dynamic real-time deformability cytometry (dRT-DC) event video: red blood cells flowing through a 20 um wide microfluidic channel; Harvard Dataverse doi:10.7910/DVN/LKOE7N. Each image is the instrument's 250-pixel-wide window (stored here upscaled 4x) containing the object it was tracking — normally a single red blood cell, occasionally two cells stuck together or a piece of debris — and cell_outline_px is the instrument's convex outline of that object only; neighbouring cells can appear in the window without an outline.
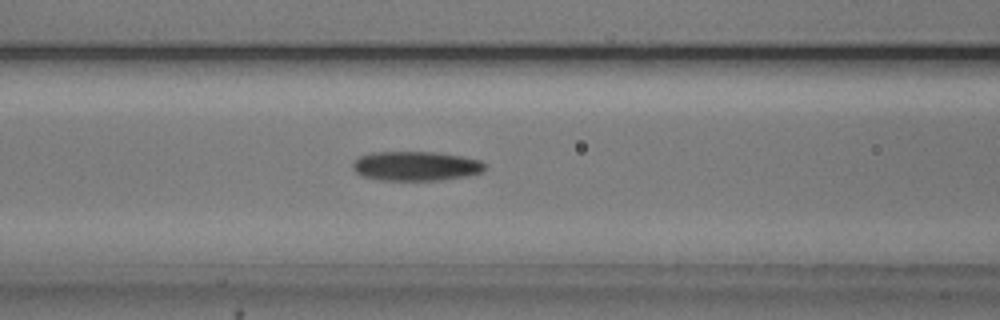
{"species": "common noctule bat (a hibernating species)", "species_latin": "Nyctalus noctula", "temperature_condition": "cold", "stored_images_in_passage": 53, "camera_frame_rate_fps": 3000, "um_per_image_px": 0.085, "animal": {"sex": "male", "body_mass_g": 20.5, "forearm_length_mm": 52.5}, "frame": {"image": 1, "passage_image": 21, "time_ms": 6.667, "image_size_px": [1000, 320], "cell_outline_px": [[488, 168], [484, 172], [468, 176], [440, 180], [380, 180], [360, 176], [352, 168], [352, 164], [360, 156], [372, 152], [436, 152], [460, 156], [480, 160]], "centroid_in_image_um": [35.37, 14.12], "position_along_channel_um": 131.2, "area_um2": 22.83}}
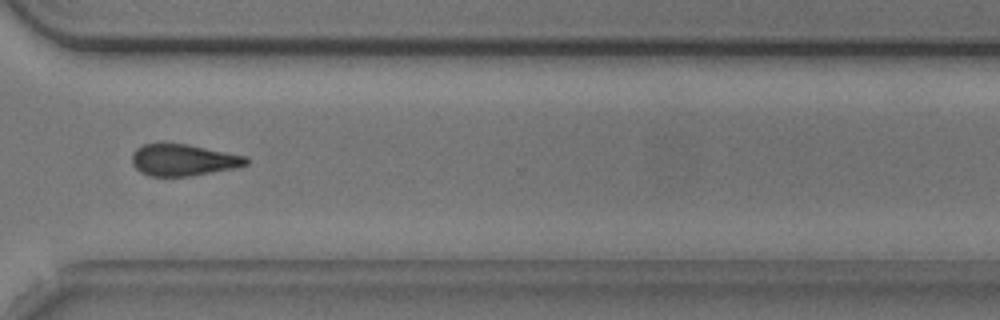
{"frame": {"image": 2, "passage_image": 39, "time_ms": 12.667, "image_size_px": [1000, 320], "cell_outline_px": [[248, 164], [232, 168], [188, 176], [148, 176], [140, 172], [132, 164], [132, 152], [136, 148], [144, 144], [188, 144], [244, 156], [248, 160]], "centroid_in_image_um": [15.51, 13.6], "position_along_channel_um": 355.1, "area_um2": 20.69}}
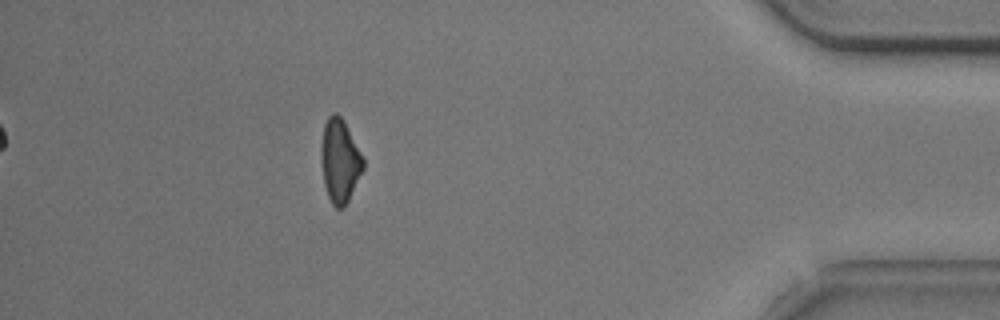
{"frame": {"image": 3, "passage_image": 47, "time_ms": 15.333, "image_size_px": [1000, 320], "cell_outline_px": [[364, 168], [344, 208], [336, 208], [332, 204], [328, 196], [324, 184], [320, 156], [320, 148], [324, 124], [328, 116], [332, 112], [336, 112], [344, 120], [364, 156]], "centroid_in_image_um": [28.88, 13.63], "position_along_channel_um": 406.3, "area_um2": 20.75}, "authors_computed_cell_mechanics": {"area_um2": 21.386, "velocity_mm_per_s": 3.7374, "shape_relaxation_time_tau1_ms": 3.9999, "shape_relaxation_time_tau2_ms": null, "deformation_change_tau1": 0.1057, "deformation_change_tau2": null}}